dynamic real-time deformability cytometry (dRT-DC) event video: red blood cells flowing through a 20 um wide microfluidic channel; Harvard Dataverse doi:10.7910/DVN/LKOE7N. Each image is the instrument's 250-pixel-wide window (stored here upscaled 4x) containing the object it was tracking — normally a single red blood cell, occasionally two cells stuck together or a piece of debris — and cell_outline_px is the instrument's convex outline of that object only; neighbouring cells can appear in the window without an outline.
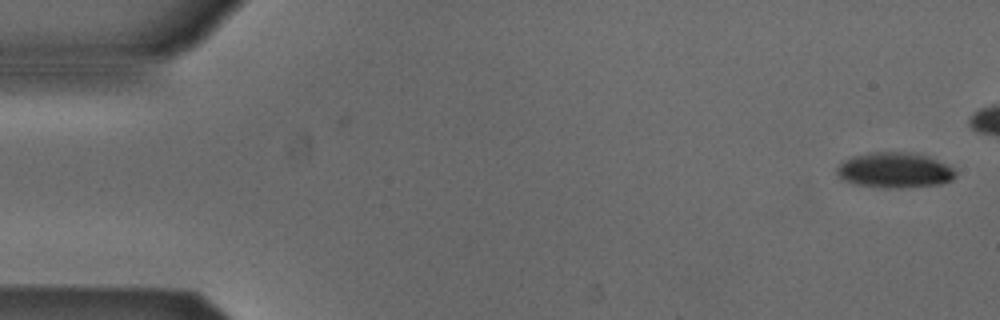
{"species": "Egyptian fruit bat (a non-hibernating species)", "species_latin": "Rousettus aegyptiacus", "temperature_condition": "cold", "stored_images_in_passage": 43, "camera_frame_rate_fps": 3000, "um_per_image_px": 0.085, "animal": {"sex": "male"}, "frame": {"image": 1, "passage_image": 1, "time_ms": 0.0, "image_size_px": [1000, 320], "cell_outline_px": [[956, 176], [952, 180], [940, 184], [904, 188], [884, 188], [856, 184], [844, 180], [836, 172], [836, 168], [844, 160], [852, 156], [872, 152], [908, 152], [928, 156], [952, 168], [956, 172]], "centroid_in_image_um": [76.04, 14.47], "position_along_channel_um": 9.0, "area_um2": 24.39}}
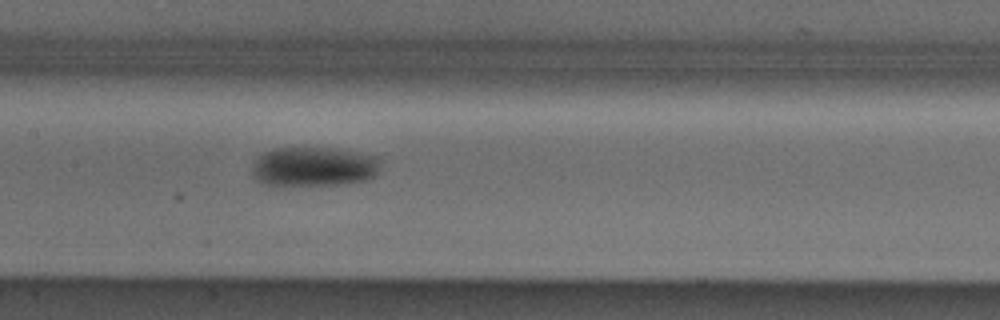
{"frame": {"image": 2, "passage_image": 25, "time_ms": 8.0, "image_size_px": [1000, 320], "cell_outline_px": [[384, 160], [376, 176], [368, 180], [344, 184], [268, 184], [260, 180], [252, 172], [252, 164], [256, 156], [264, 152], [276, 148], [336, 148], [380, 156]], "centroid_in_image_um": [26.79, 14.13], "position_along_channel_um": 180.6, "area_um2": 29.71}}
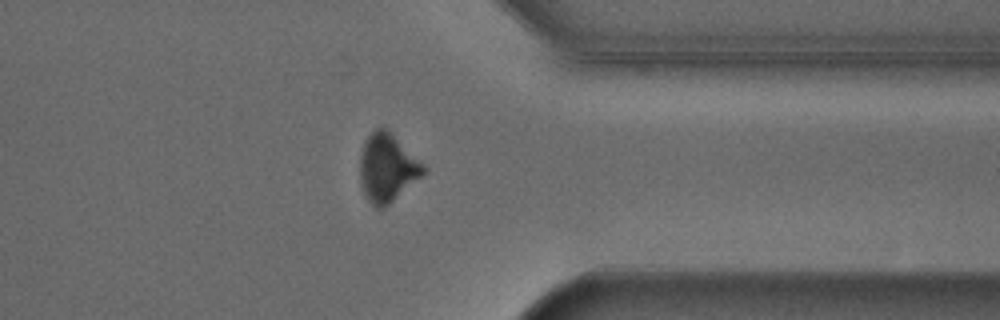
{"frame": {"image": 3, "passage_image": 41, "time_ms": 13.333, "image_size_px": [1000, 320], "cell_outline_px": [[428, 168], [420, 176], [384, 208], [376, 208], [364, 196], [360, 180], [360, 156], [364, 144], [368, 136], [376, 128], [388, 128]], "centroid_in_image_um": [32.9, 14.24], "position_along_channel_um": 378.5, "area_um2": 24.97}}